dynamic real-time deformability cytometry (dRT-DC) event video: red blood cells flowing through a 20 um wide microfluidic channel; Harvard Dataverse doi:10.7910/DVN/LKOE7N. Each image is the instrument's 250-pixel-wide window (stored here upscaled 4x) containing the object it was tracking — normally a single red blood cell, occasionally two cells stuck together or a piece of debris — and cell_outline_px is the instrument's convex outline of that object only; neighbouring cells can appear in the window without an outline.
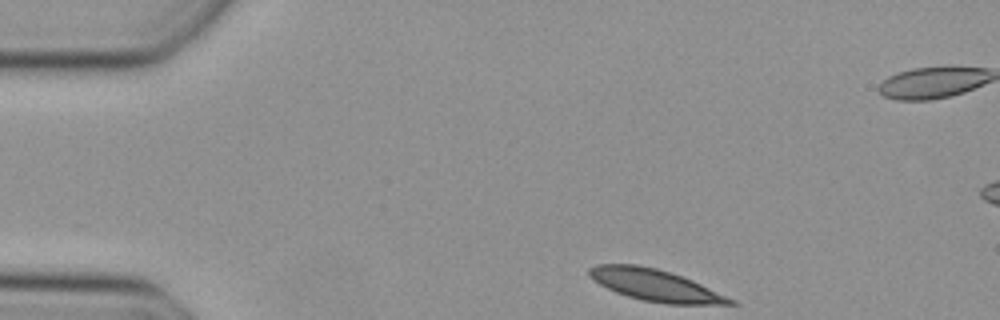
{"species": "Egyptian fruit bat (a non-hibernating species)", "species_latin": "Rousettus aegyptiacus", "temperature_condition": "cold", "stored_images_in_passage": 42, "camera_frame_rate_fps": 3000, "um_per_image_px": 0.085, "animal": {"sex": "female"}, "frame": {"image": 1, "passage_image": 1, "time_ms": 0.0, "image_size_px": [1000, 320], "cell_outline_px": [[740, 304], [668, 304], [640, 300], [616, 292], [592, 280], [588, 276], [588, 268], [596, 264], [636, 264], [656, 268], [692, 280], [736, 300]], "centroid_in_image_um": [55.67, 24.24], "position_along_channel_um": 29.3, "area_um2": 25.89}}
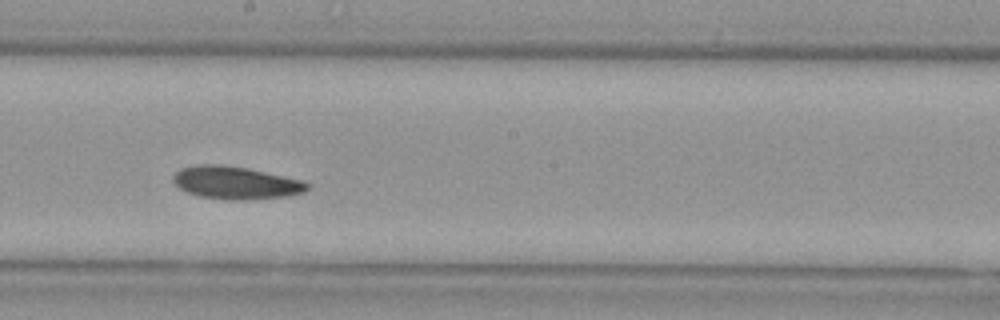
{"frame": {"image": 2, "passage_image": 20, "time_ms": 6.333, "image_size_px": [1000, 320], "cell_outline_px": [[312, 184], [304, 192], [288, 196], [244, 200], [228, 200], [200, 196], [188, 192], [180, 188], [172, 180], [172, 176], [180, 168], [196, 164], [220, 164], [248, 168], [304, 180]], "centroid_in_image_um": [20.06, 15.52], "position_along_channel_um": 228.1, "area_um2": 25.78}}
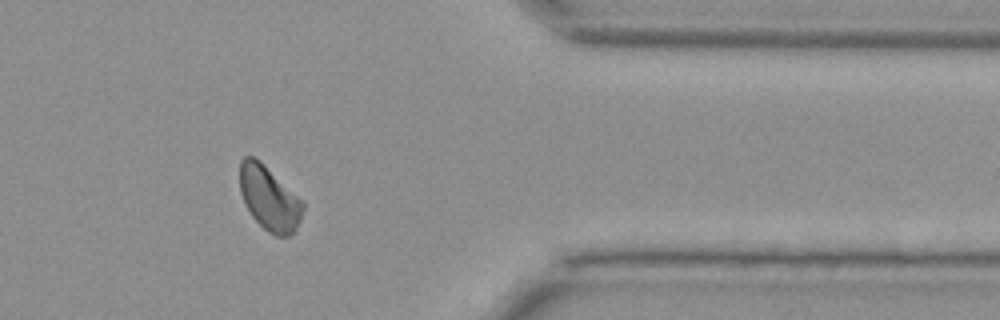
{"frame": {"image": 3, "passage_image": 33, "time_ms": 10.667, "image_size_px": [1000, 320], "cell_outline_px": [[304, 208], [300, 220], [296, 228], [288, 236], [276, 236], [268, 232], [252, 216], [244, 204], [240, 192], [240, 160], [244, 156], [252, 156], [260, 160], [304, 204]], "centroid_in_image_um": [22.85, 16.85], "position_along_channel_um": 388.6, "area_um2": 23.24}}